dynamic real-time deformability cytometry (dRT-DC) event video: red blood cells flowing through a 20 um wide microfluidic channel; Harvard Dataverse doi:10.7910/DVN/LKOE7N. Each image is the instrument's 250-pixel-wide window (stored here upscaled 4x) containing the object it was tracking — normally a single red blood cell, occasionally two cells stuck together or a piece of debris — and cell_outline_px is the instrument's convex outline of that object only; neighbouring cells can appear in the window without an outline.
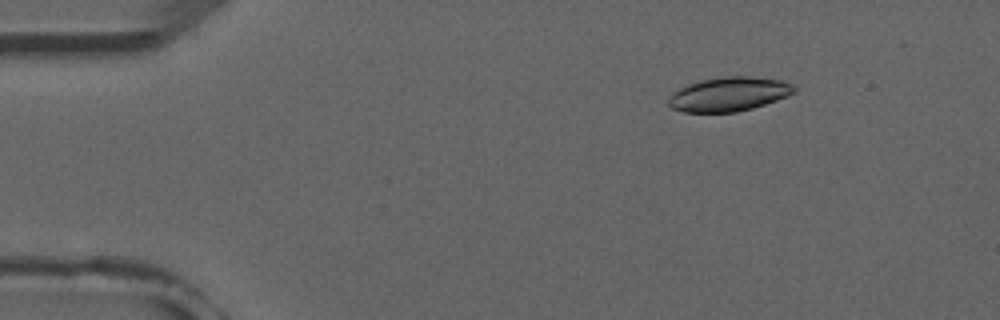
{"species": "common noctule bat (a hibernating species)", "species_latin": "Nyctalus noctula", "temperature_condition": "room temperature", "stored_images_in_passage": 5, "camera_frame_rate_fps": 3000, "um_per_image_px": 0.085, "animal": {"sex": "male", "forearm_length_mm": 52.5}, "frame": {"image": 1, "passage_image": 1, "time_ms": 0.0, "image_size_px": [1000, 320], "cell_outline_px": [[796, 92], [788, 96], [752, 108], [736, 112], [684, 112], [672, 108], [668, 104], [668, 100], [680, 88], [688, 84], [700, 80], [724, 76], [748, 76], [780, 80], [792, 84], [796, 88]], "centroid_in_image_um": [61.98, 8.0], "position_along_channel_um": 23.0, "area_um2": 24.8}}
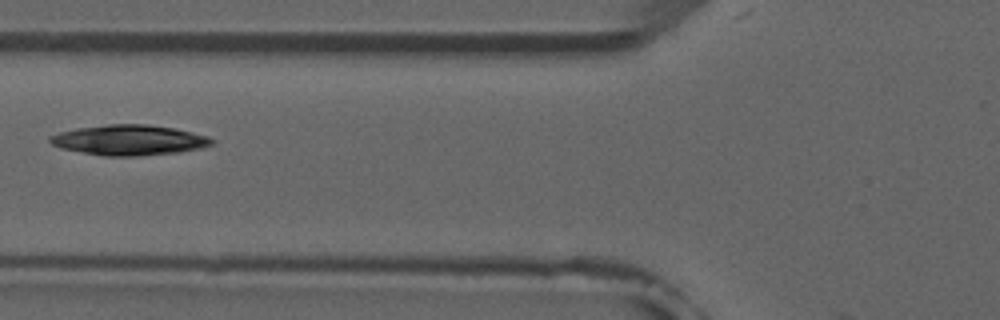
{"frame": {"image": 2, "passage_image": 4, "time_ms": 4.333, "image_size_px": [1000, 320], "cell_outline_px": [[216, 140], [212, 144], [200, 148], [180, 152], [140, 156], [104, 156], [60, 148], [52, 144], [48, 140], [48, 136], [60, 132], [76, 128], [108, 124], [148, 124], [172, 128], [192, 132], [208, 136]], "centroid_in_image_um": [10.97, 11.91], "position_along_channel_um": 114.8, "area_um2": 28.67}}
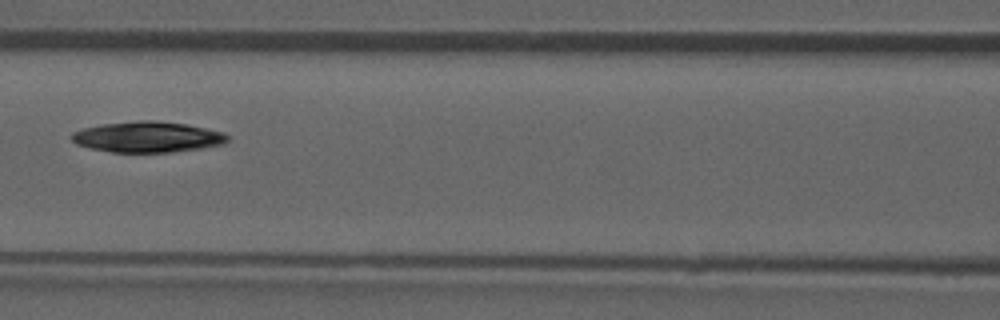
{"frame": {"image": 3, "passage_image": 5, "time_ms": 5.333, "image_size_px": [1000, 320], "cell_outline_px": [[228, 140], [224, 144], [200, 148], [172, 152], [112, 152], [88, 148], [76, 144], [72, 140], [72, 132], [84, 128], [100, 124], [140, 120], [152, 120], [188, 124], [224, 132], [228, 136]], "centroid_in_image_um": [12.54, 11.64], "position_along_channel_um": 154.1, "area_um2": 28.03}}